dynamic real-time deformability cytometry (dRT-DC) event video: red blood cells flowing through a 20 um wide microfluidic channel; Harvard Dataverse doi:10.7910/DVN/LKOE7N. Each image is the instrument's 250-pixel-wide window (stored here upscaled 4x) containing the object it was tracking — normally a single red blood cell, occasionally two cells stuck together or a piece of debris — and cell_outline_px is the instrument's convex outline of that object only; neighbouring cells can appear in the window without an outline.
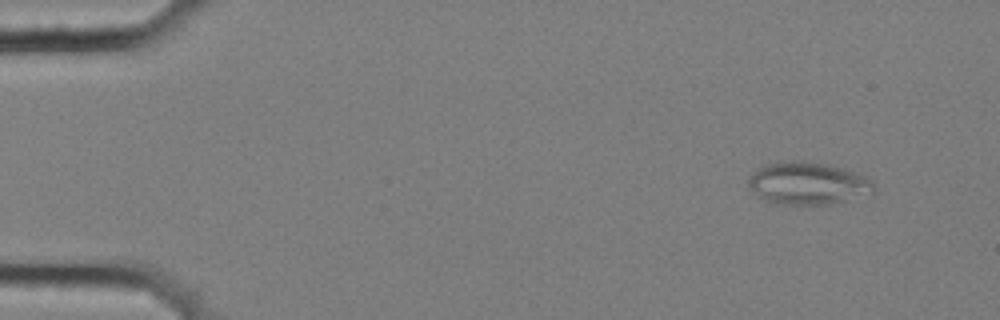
{"species": "common noctule bat (a hibernating species)", "species_latin": "Nyctalus noctula", "temperature_condition": "cold", "stored_images_in_passage": 14, "segment_of_instrument_passage": [1, 2], "camera_frame_rate_fps": 3000, "um_per_image_px": 0.085, "animal": {"sex": "female", "body_mass_g": 25.1}, "frame": {"image": 1, "passage_image": 1, "time_ms": 0.0, "image_size_px": [1000, 320], "cell_outline_px": [[876, 188], [872, 192], [844, 200], [828, 204], [776, 204], [760, 196], [748, 188], [748, 180], [752, 172], [764, 164], [792, 160], [800, 160], [828, 164], [868, 176], [876, 184]], "centroid_in_image_um": [68.66, 15.56], "position_along_channel_um": 16.3, "area_um2": 30.92}}